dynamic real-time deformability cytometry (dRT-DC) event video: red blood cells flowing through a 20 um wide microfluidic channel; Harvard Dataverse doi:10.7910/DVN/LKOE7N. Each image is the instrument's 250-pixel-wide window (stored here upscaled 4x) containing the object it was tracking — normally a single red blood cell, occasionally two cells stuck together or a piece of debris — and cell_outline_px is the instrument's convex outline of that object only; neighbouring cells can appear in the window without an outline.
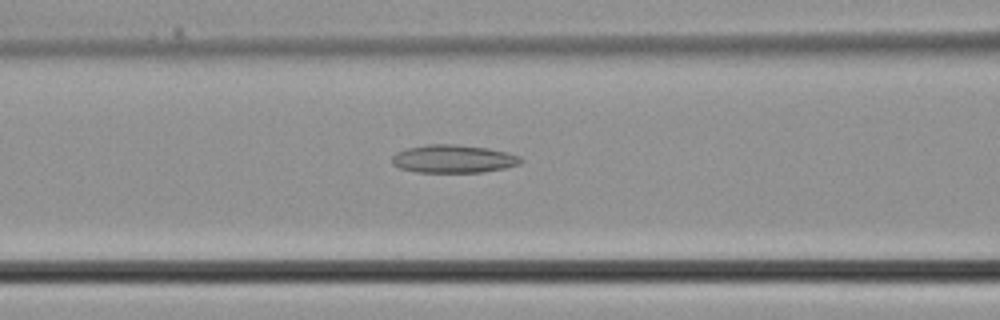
{"species": "common noctule bat (a hibernating species)", "species_latin": "Nyctalus noctula", "temperature_condition": "cold", "stored_images_in_passage": 9, "camera_frame_rate_fps": 3000, "um_per_image_px": 0.085, "animal": {"sex": "male", "body_mass_g": 21.5, "forearm_length_mm": 52.0}, "frame": {"image": 1, "passage_image": 8, "time_ms": 2.333, "image_size_px": [1000, 320], "cell_outline_px": [[524, 160], [520, 164], [504, 168], [484, 172], [416, 172], [400, 168], [392, 164], [392, 156], [396, 152], [408, 148], [428, 144], [456, 144], [488, 148], [508, 152], [520, 156]], "centroid_in_image_um": [38.56, 13.5], "position_along_channel_um": 128.0, "area_um2": 21.15}}